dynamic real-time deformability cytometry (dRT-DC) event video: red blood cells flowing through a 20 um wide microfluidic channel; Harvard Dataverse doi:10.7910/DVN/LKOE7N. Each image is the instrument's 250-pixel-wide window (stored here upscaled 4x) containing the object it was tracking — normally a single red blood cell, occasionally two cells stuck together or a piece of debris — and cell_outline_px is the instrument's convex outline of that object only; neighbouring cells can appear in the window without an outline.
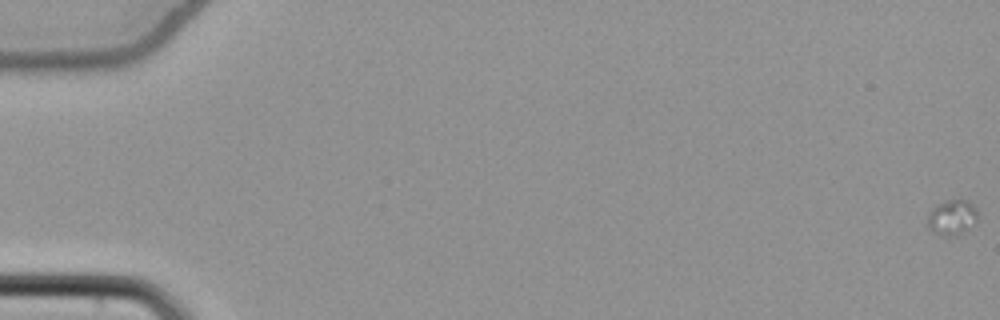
{"species": "common noctule bat (a hibernating species)", "species_latin": "Nyctalus noctula", "temperature_condition": "cold", "stored_images_in_passage": 24, "camera_frame_rate_fps": 3000, "um_per_image_px": 0.085, "animal": {"sex": "female", "body_mass_g": 22.7, "forearm_length_mm": 54.2}, "frame": {"image": 1, "passage_image": 1, "time_ms": 0.0, "image_size_px": [1000, 320], "cell_outline_px": [[980, 216], [968, 228], [956, 236], [944, 236], [928, 228], [928, 212], [936, 204], [944, 200], [968, 200], [976, 208]], "centroid_in_image_um": [80.93, 18.45], "position_along_channel_um": 4.1, "area_um2": 10.35}}